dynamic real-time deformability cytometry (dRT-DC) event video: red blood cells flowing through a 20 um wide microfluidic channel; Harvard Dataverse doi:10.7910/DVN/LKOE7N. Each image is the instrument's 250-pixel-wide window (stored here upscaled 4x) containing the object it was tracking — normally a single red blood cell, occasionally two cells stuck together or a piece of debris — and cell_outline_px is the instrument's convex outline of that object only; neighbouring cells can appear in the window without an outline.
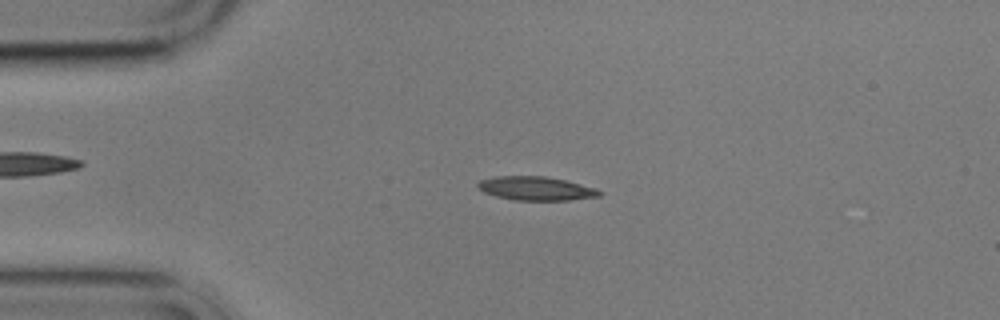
{"species": "common noctule bat (a hibernating species)", "species_latin": "Nyctalus noctula", "temperature_condition": "cold", "stored_images_in_passage": 3, "camera_frame_rate_fps": 3000, "um_per_image_px": 0.085, "animal": {"sex": "male", "body_mass_g": 17.9}, "frame": {"image": 1, "passage_image": 2, "time_ms": 1.333, "image_size_px": [1000, 320], "cell_outline_px": [[604, 192], [600, 196], [568, 200], [512, 200], [496, 196], [484, 192], [476, 184], [480, 180], [496, 176], [544, 176], [564, 180], [596, 188]], "centroid_in_image_um": [45.57, 16.02], "position_along_channel_um": 39.4, "area_um2": 16.76}}